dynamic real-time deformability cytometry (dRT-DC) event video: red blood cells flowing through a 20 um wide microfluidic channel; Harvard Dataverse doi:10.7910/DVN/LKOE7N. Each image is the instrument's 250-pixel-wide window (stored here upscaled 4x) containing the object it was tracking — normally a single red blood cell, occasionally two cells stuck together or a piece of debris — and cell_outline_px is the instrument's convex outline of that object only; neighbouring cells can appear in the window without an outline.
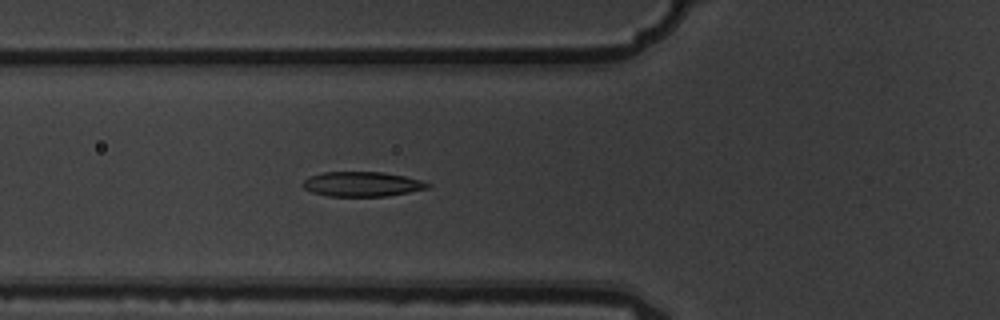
{"species": "common noctule bat (a hibernating species)", "species_latin": "Nyctalus noctula", "temperature_condition": "warm", "stored_images_in_passage": 7, "camera_frame_rate_fps": 3000, "um_per_image_px": 0.085, "animal": {"sex": "male", "body_mass_g": 19.5, "forearm_length_mm": 54.6}, "frame": {"image": 1, "passage_image": 7, "time_ms": 2.0, "image_size_px": [1000, 320], "cell_outline_px": [[432, 184], [428, 188], [408, 192], [384, 196], [328, 196], [312, 192], [304, 188], [300, 184], [308, 176], [324, 172], [380, 172], [404, 176], [420, 180]], "centroid_in_image_um": [30.73, 15.64], "position_along_channel_um": 95.1, "area_um2": 17.92}}